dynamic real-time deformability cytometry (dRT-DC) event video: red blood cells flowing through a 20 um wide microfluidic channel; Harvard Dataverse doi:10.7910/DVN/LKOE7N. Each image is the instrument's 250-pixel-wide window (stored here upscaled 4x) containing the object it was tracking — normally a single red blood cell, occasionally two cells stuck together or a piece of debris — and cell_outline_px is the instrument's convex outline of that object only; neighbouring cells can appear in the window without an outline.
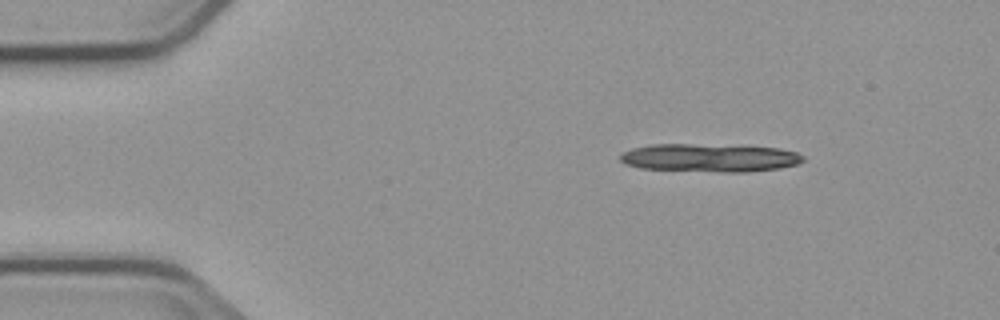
{"species": "common noctule bat (a hibernating species)", "species_latin": "Nyctalus noctula", "temperature_condition": "cold", "stored_images_in_passage": 6, "camera_frame_rate_fps": 3000, "um_per_image_px": 0.085, "animal": {"sex": "male", "body_mass_g": 23.1, "forearm_length_mm": 52.7}, "frame": {"image": 1, "passage_image": 1, "time_ms": 0.0, "image_size_px": [1000, 320], "cell_outline_px": [[804, 160], [796, 164], [780, 168], [748, 172], [720, 172], [640, 168], [624, 164], [620, 160], [620, 152], [632, 148], [652, 144], [688, 144], [780, 148], [796, 152], [804, 156]], "centroid_in_image_um": [60.28, 13.42], "position_along_channel_um": 24.7, "area_um2": 29.94}}
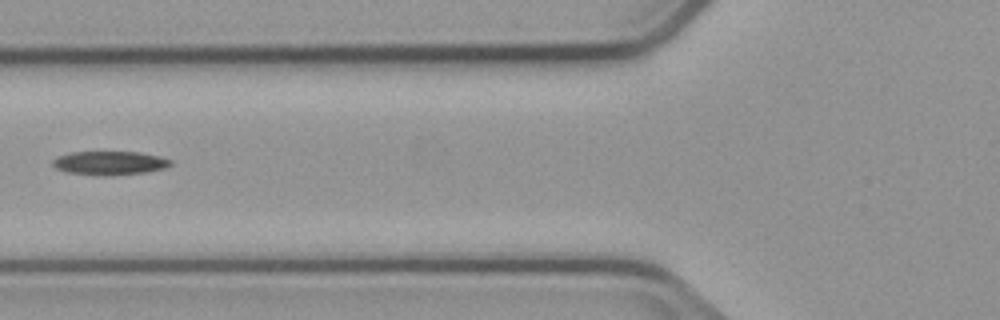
{"frame": {"image": 2, "passage_image": 5, "time_ms": 4.667, "image_size_px": [1000, 320], "cell_outline_px": [[172, 164], [164, 168], [144, 172], [108, 176], [100, 176], [64, 172], [56, 168], [52, 164], [52, 160], [60, 156], [72, 152], [140, 152], [160, 156], [172, 160]], "centroid_in_image_um": [9.32, 13.86], "position_along_channel_um": 116.5, "area_um2": 16.36}}
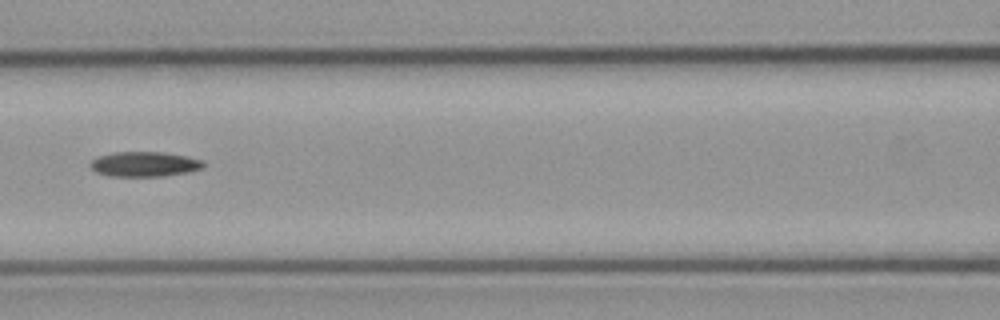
{"frame": {"image": 3, "passage_image": 6, "time_ms": 5.667, "image_size_px": [1000, 320], "cell_outline_px": [[204, 168], [188, 172], [164, 176], [108, 176], [96, 172], [88, 164], [92, 160], [100, 156], [116, 152], [160, 152], [184, 156], [204, 160]], "centroid_in_image_um": [12.29, 13.96], "position_along_channel_um": 154.3, "area_um2": 16.36}}